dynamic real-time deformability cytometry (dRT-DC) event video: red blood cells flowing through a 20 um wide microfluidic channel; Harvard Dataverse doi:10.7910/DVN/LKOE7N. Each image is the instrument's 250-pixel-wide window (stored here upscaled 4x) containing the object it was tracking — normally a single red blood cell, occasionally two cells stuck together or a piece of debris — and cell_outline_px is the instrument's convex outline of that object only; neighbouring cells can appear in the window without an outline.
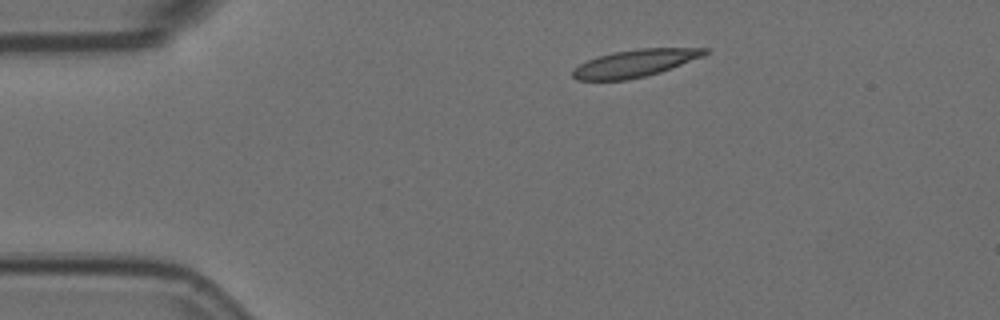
{"species": "Egyptian fruit bat (a non-hibernating species)", "species_latin": "Rousettus aegyptiacus", "temperature_condition": "room temperature", "stored_images_in_passage": 2, "camera_frame_rate_fps": 3000, "um_per_image_px": 0.085, "animal": {"sex": "female"}, "frame": {"image": 1, "passage_image": 1, "time_ms": 0.0, "image_size_px": [1000, 320], "cell_outline_px": [[708, 52], [704, 56], [660, 72], [628, 80], [576, 80], [572, 76], [572, 68], [596, 56], [612, 52], [640, 48], [708, 48]], "centroid_in_image_um": [53.94, 5.37], "position_along_channel_um": 31.1, "area_um2": 21.1}}